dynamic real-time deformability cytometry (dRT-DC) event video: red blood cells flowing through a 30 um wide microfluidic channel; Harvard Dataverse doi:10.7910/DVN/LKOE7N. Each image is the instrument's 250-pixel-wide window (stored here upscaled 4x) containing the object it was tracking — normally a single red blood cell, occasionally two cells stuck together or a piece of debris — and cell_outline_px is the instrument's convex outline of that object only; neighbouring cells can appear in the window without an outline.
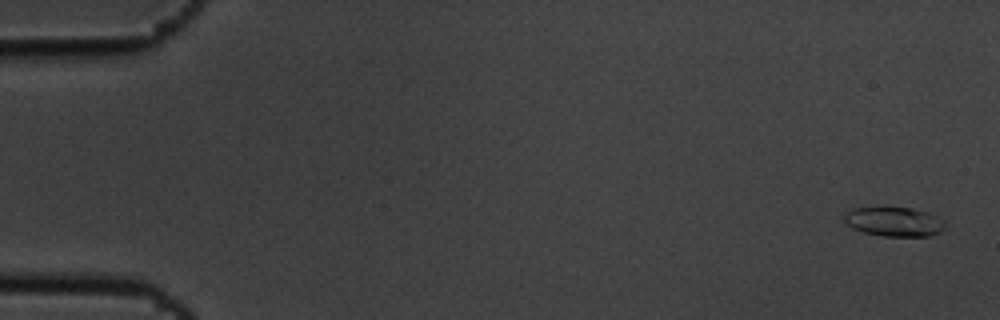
{"species": "common noctule bat (a hibernating species)", "species_latin": "Nyctalus noctula", "temperature_condition": "cold", "stored_images_in_passage": 6, "camera_frame_rate_fps": 3000, "um_per_image_px": 0.085, "animal": {"sex": "male", "body_mass_g": 19.5, "forearm_length_mm": 54.6}, "frame": {"image": 1, "passage_image": 1, "time_ms": 0.0, "image_size_px": [1000, 320], "cell_outline_px": [[944, 228], [940, 232], [928, 236], [884, 236], [864, 232], [852, 228], [844, 220], [844, 212], [852, 208], [884, 204], [912, 208], [928, 212], [944, 220]], "centroid_in_image_um": [75.95, 18.78], "position_along_channel_um": 9.1, "area_um2": 17.98}}
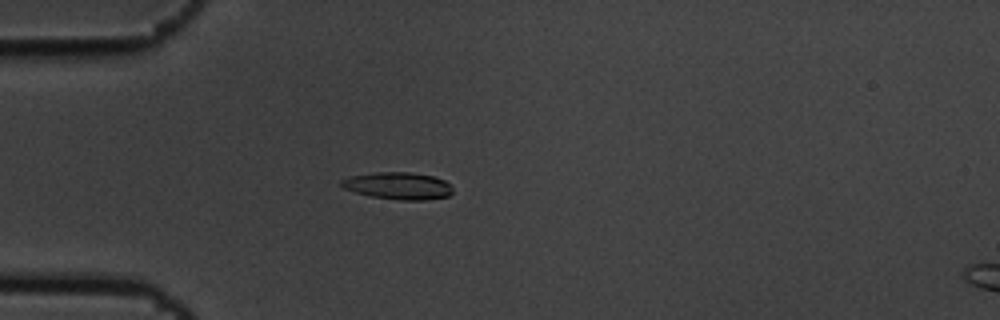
{"frame": {"image": 2, "passage_image": 5, "time_ms": 1.333, "image_size_px": [1000, 320], "cell_outline_px": [[452, 192], [448, 196], [424, 200], [400, 200], [372, 196], [356, 192], [344, 188], [340, 184], [340, 180], [352, 176], [376, 172], [412, 172], [432, 176], [444, 180], [452, 188]], "centroid_in_image_um": [33.85, 15.79], "position_along_channel_um": 51.2, "area_um2": 17.4}}